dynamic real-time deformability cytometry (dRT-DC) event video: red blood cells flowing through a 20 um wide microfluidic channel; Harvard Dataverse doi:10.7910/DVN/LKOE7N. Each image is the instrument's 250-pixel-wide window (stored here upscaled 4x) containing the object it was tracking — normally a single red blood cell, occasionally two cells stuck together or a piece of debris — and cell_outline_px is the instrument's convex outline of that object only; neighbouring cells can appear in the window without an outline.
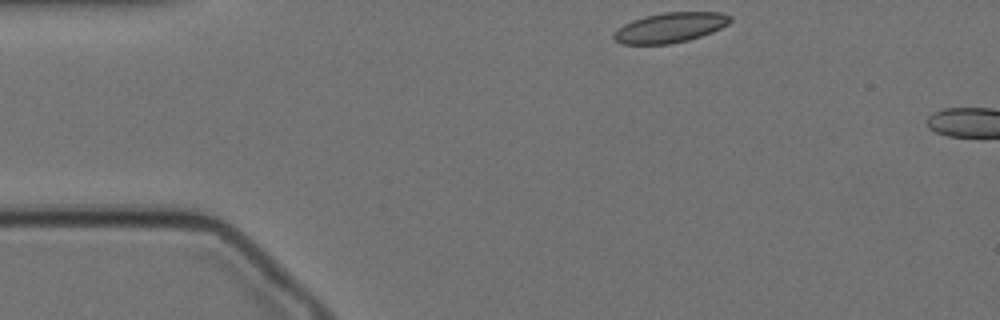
{"species": "Egyptian fruit bat (a non-hibernating species)", "species_latin": "Rousettus aegyptiacus", "temperature_condition": "cold", "stored_images_in_passage": 4, "camera_frame_rate_fps": 3000, "um_per_image_px": 0.085, "animal": {"sex": "female"}, "frame": {"image": 1, "passage_image": 1, "time_ms": 0.0, "image_size_px": [1000, 320], "cell_outline_px": [[732, 20], [728, 24], [712, 32], [688, 40], [668, 44], [620, 44], [612, 36], [612, 32], [624, 24], [632, 20], [644, 16], [664, 12], [720, 12], [732, 16]], "centroid_in_image_um": [56.94, 2.34], "position_along_channel_um": 28.1, "area_um2": 20.4}}